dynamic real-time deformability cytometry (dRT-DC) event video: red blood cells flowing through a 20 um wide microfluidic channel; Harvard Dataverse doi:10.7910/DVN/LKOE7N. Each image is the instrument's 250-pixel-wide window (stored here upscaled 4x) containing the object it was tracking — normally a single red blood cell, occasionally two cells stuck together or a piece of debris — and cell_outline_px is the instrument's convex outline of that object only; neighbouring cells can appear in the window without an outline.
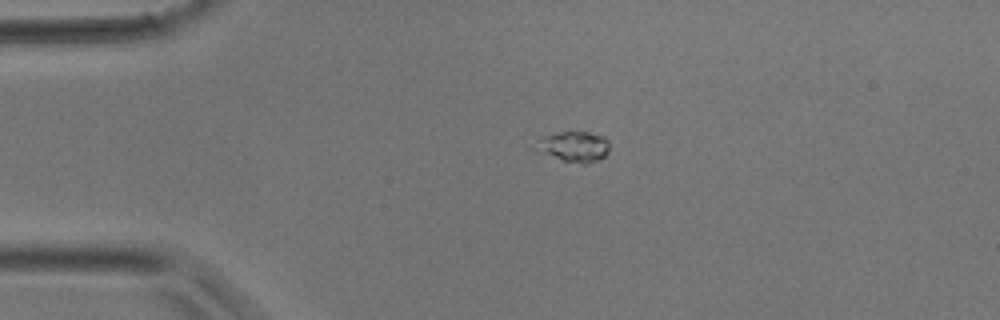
{"species": "common noctule bat (a hibernating species)", "species_latin": "Nyctalus noctula", "temperature_condition": "room temperature", "stored_images_in_passage": 33, "camera_frame_rate_fps": 3000, "um_per_image_px": 0.085, "animal": {"sex": "male", "body_mass_g": 17.9}, "frame": {"image": 1, "passage_image": 1, "time_ms": 0.0, "image_size_px": [1000, 320], "cell_outline_px": [[608, 152], [604, 156], [596, 160], [584, 164], [580, 164], [564, 160], [528, 148], [540, 136], [564, 132], [588, 132], [604, 136], [608, 140]], "centroid_in_image_um": [48.69, 12.45], "position_along_channel_um": 36.3, "area_um2": 13.24}}
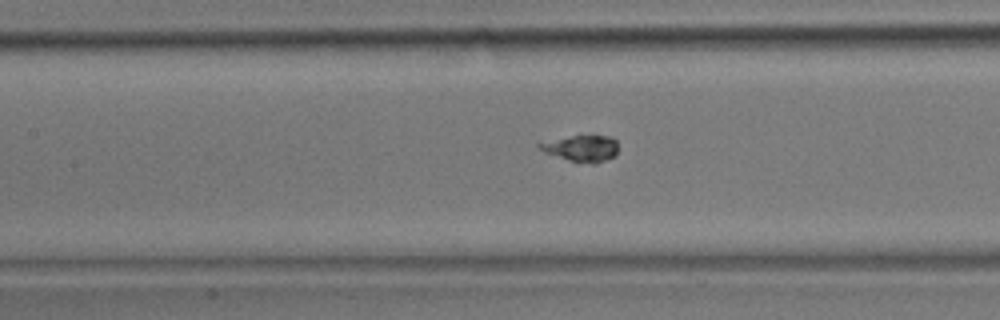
{"frame": {"image": 2, "passage_image": 11, "time_ms": 3.333, "image_size_px": [1000, 320], "cell_outline_px": [[616, 156], [596, 164], [592, 164], [572, 160], [544, 152], [536, 144], [572, 136], [612, 136], [616, 140]], "centroid_in_image_um": [49.49, 12.61], "position_along_channel_um": 157.9, "area_um2": 11.68}}
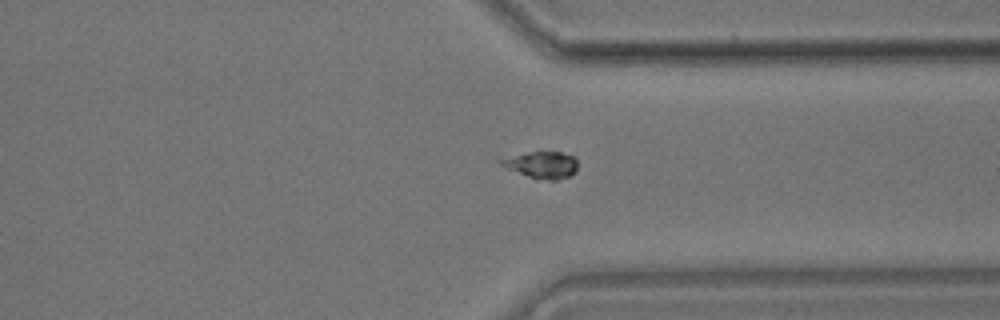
{"frame": {"image": 3, "passage_image": 24, "time_ms": 7.667, "image_size_px": [1000, 320], "cell_outline_px": [[576, 172], [568, 176], [556, 180], [536, 180], [508, 168], [500, 164], [496, 160], [500, 156], [532, 152], [560, 152], [576, 156]], "centroid_in_image_um": [45.99, 14.0], "position_along_channel_um": 365.4, "area_um2": 12.25}}